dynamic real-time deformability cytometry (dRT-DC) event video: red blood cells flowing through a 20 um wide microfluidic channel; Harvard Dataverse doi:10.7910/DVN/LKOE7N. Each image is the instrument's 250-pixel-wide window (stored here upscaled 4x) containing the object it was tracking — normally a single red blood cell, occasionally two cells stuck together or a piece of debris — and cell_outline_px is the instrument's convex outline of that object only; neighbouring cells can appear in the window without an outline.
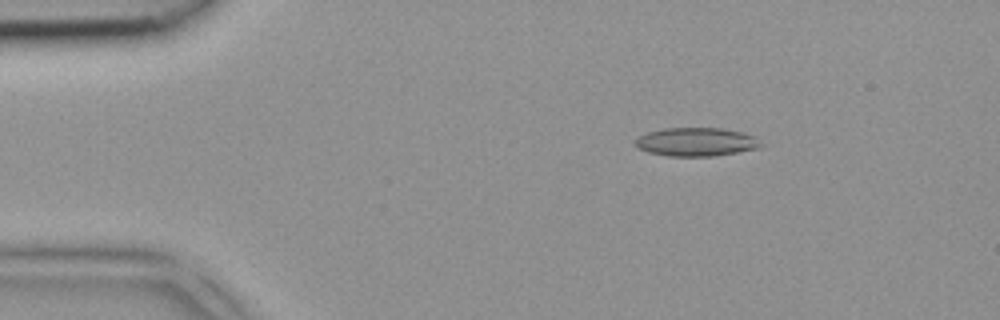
{"species": "common noctule bat (a hibernating species)", "species_latin": "Nyctalus noctula", "temperature_condition": "room temperature", "stored_images_in_passage": 5, "camera_frame_rate_fps": 3000, "um_per_image_px": 0.085, "animal": {"sex": "female", "body_mass_g": 18.4}, "frame": {"image": 1, "passage_image": 3, "time_ms": 0.667, "image_size_px": [1000, 320], "cell_outline_px": [[764, 144], [760, 148], [712, 156], [668, 156], [648, 152], [636, 148], [632, 140], [636, 136], [648, 132], [664, 128], [720, 128], [744, 132], [752, 136]], "centroid_in_image_um": [59.11, 12.06], "position_along_channel_um": 25.9, "area_um2": 21.1}}
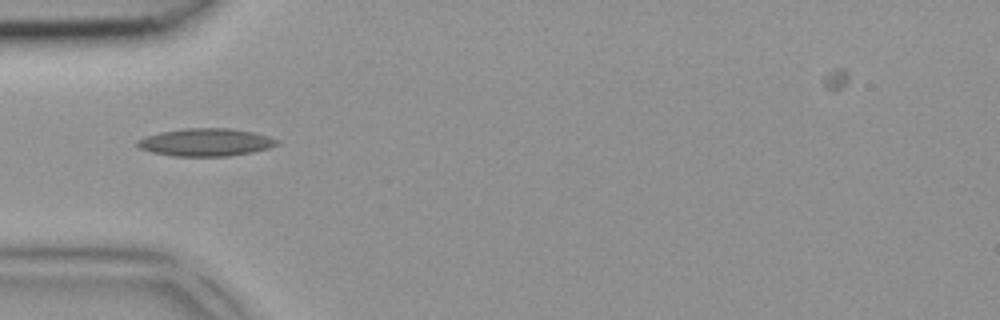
{"frame": {"image": 2, "passage_image": 5, "time_ms": 1.333, "image_size_px": [1000, 320], "cell_outline_px": [[280, 144], [268, 148], [252, 152], [228, 156], [172, 156], [152, 152], [140, 148], [136, 144], [136, 140], [160, 132], [184, 128], [228, 128], [252, 132], [268, 136], [280, 140]], "centroid_in_image_um": [17.5, 12.09], "position_along_channel_um": 67.5, "area_um2": 22.48}}